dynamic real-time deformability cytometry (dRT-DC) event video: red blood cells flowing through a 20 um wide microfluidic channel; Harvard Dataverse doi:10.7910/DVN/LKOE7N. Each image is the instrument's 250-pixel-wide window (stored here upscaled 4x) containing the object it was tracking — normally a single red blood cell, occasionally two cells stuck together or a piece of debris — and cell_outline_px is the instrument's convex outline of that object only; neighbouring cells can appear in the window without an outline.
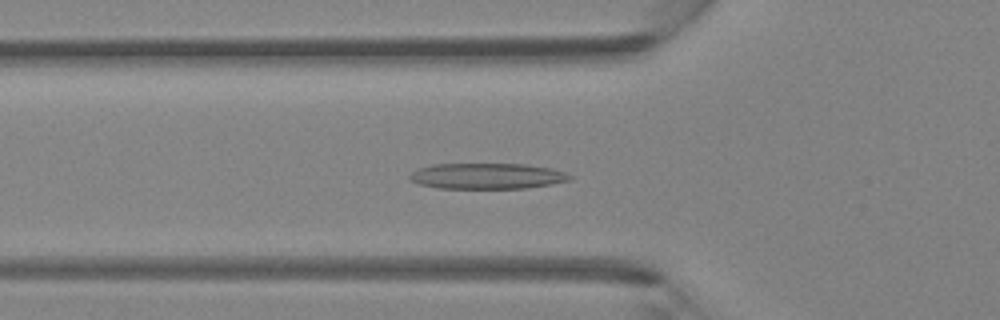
{"species": "Egyptian fruit bat (a non-hibernating species)", "species_latin": "Rousettus aegyptiacus", "temperature_condition": "room temperature", "stored_images_in_passage": 43, "camera_frame_rate_fps": 3000, "um_per_image_px": 0.085, "animal": {"sex": "female"}, "frame": {"image": 1, "passage_image": 13, "time_ms": 4.0, "image_size_px": [1000, 320], "cell_outline_px": [[572, 180], [552, 184], [524, 188], [440, 188], [420, 184], [412, 180], [408, 176], [416, 168], [436, 164], [524, 164], [552, 168], [564, 172], [572, 176]], "centroid_in_image_um": [41.42, 14.96], "position_along_channel_um": 84.4, "area_um2": 23.99}}
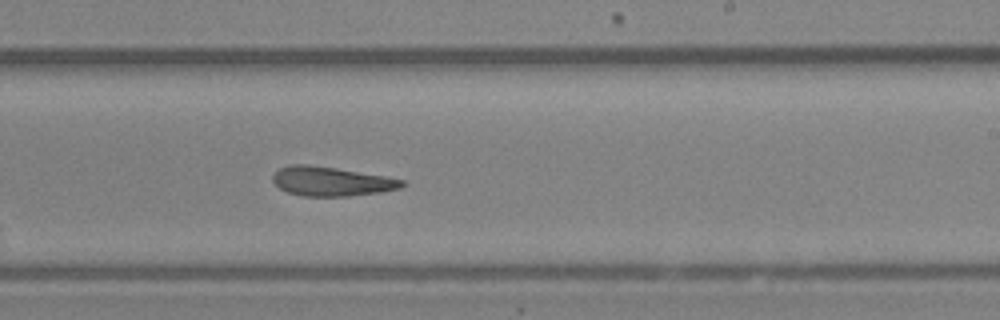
{"frame": {"image": 2, "passage_image": 25, "time_ms": 8.0, "image_size_px": [1000, 320], "cell_outline_px": [[404, 184], [400, 188], [380, 192], [348, 196], [304, 196], [288, 192], [280, 188], [272, 180], [272, 176], [280, 168], [292, 164], [308, 164], [336, 168], [384, 176], [404, 180]], "centroid_in_image_um": [28.14, 15.41], "position_along_channel_um": 260.9, "area_um2": 21.79}}
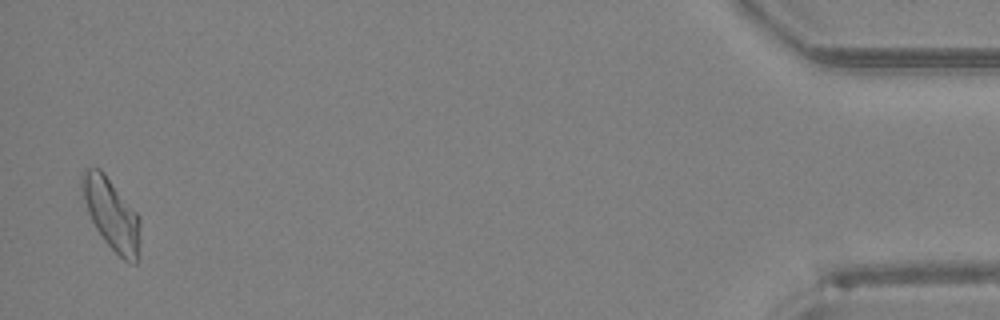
{"frame": {"image": 3, "passage_image": 42, "time_ms": 13.667, "image_size_px": [1000, 320], "cell_outline_px": [[140, 260], [136, 264], [132, 264], [124, 260], [104, 240], [96, 228], [88, 212], [84, 200], [80, 184], [80, 180], [84, 168], [100, 168], [104, 172], [140, 216]], "centroid_in_image_um": [9.51, 18.22], "position_along_channel_um": 425.7, "area_um2": 24.39}}